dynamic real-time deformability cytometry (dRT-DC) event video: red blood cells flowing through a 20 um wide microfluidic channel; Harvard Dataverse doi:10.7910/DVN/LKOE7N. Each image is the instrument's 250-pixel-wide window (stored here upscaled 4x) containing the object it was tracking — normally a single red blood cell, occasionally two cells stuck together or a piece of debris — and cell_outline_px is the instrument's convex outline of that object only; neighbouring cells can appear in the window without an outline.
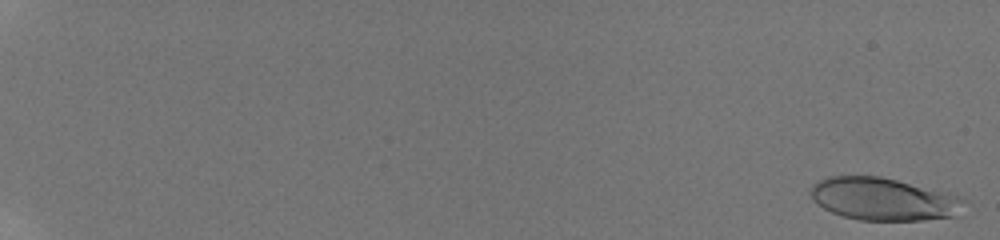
{"species": "human", "species_latin": "Homo sapiens", "temperature_condition": "room temperature", "stored_images_in_passage": 56, "camera_frame_rate_fps": 3000, "um_per_image_px": 0.085, "donor": {"sex": "male"}, "frame": {"image": 1, "passage_image": 1, "time_ms": 0.0, "image_size_px": [1000, 240], "cell_outline_px": [[968, 200], [956, 216], [924, 220], [860, 220], [844, 216], [832, 212], [824, 208], [812, 200], [808, 192], [812, 184], [828, 176], [880, 176], [956, 192]], "centroid_in_image_um": [75.18, 16.9], "position_along_channel_um": 9.8, "area_um2": 39.02}}
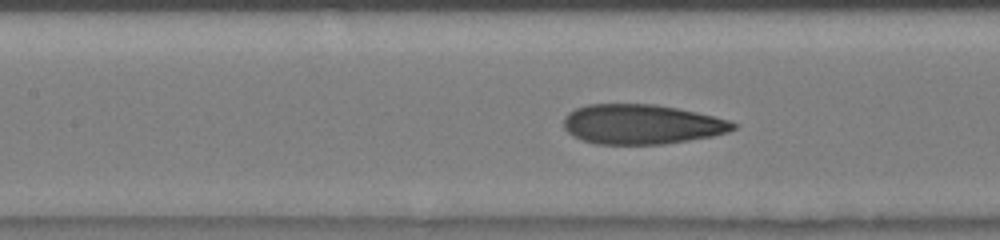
{"frame": {"image": 2, "passage_image": 30, "time_ms": 9.667, "image_size_px": [1000, 240], "cell_outline_px": [[736, 128], [728, 132], [712, 136], [664, 144], [596, 144], [580, 140], [572, 136], [564, 128], [564, 116], [568, 112], [576, 108], [588, 104], [656, 104], [696, 112], [728, 120], [736, 124]], "centroid_in_image_um": [54.49, 10.57], "position_along_channel_um": 152.9, "area_um2": 39.3}}
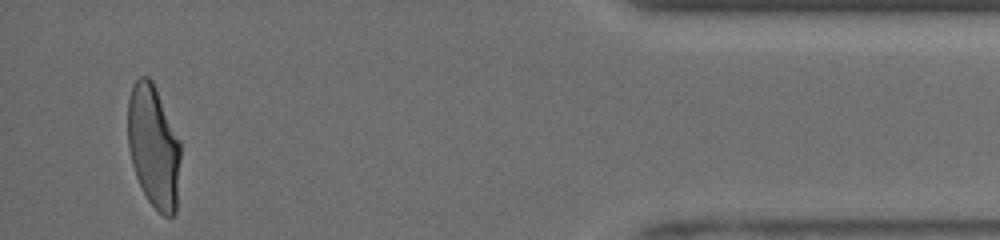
{"frame": {"image": 3, "passage_image": 54, "time_ms": 17.667, "image_size_px": [1000, 240], "cell_outline_px": [[180, 156], [176, 212], [172, 216], [164, 216], [148, 200], [136, 176], [132, 164], [128, 148], [128, 100], [132, 84], [140, 76], [148, 76], [152, 80], [180, 140]], "centroid_in_image_um": [13.05, 12.43], "position_along_channel_um": 422.2, "area_um2": 37.57}, "authors_computed_cell_mechanics": {"area_um2": 38.6682, "velocity_mm_per_s": 3.9791, "shape_relaxation_time_tau1_ms": 6.2482, "shape_relaxation_time_tau2_ms": 0.9034, "deformation_change_tau1": 0.2336, "deformation_change_tau2": 0.0813}}